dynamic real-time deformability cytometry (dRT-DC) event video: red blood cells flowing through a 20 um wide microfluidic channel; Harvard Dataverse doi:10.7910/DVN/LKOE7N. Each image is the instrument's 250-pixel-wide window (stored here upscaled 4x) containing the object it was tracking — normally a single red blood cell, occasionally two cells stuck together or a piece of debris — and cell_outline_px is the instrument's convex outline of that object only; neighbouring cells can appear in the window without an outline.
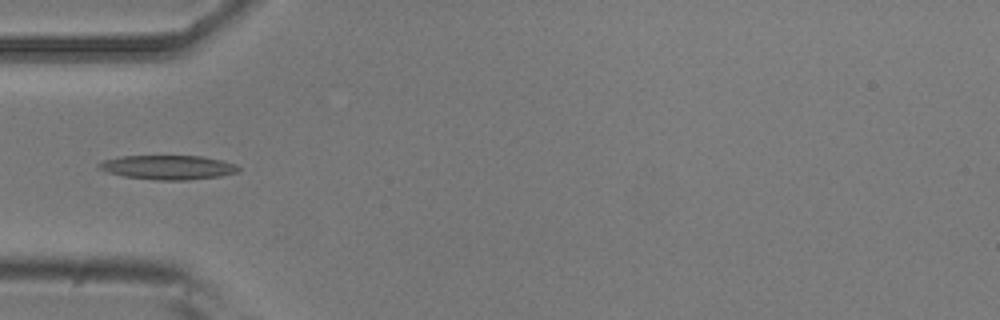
{"species": "common noctule bat (a hibernating species)", "species_latin": "Nyctalus noctula", "temperature_condition": "room temperature", "stored_images_in_passage": 6, "camera_frame_rate_fps": 3000, "um_per_image_px": 0.085, "animal": {"sex": "male", "body_mass_g": 20.5, "forearm_length_mm": 52.5}, "frame": {"image": 1, "passage_image": 5, "time_ms": 1.333, "image_size_px": [1000, 320], "cell_outline_px": [[240, 172], [220, 176], [188, 180], [156, 180], [124, 176], [108, 172], [96, 168], [96, 164], [104, 160], [120, 156], [204, 156], [236, 164], [240, 168]], "centroid_in_image_um": [14.28, 14.22], "position_along_channel_um": 70.7, "area_um2": 19.83}}